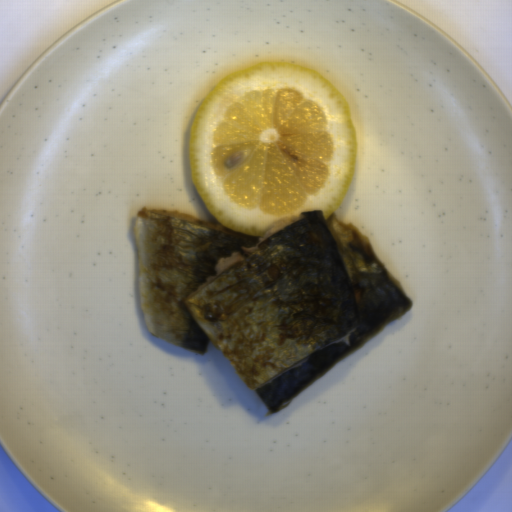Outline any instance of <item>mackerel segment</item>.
<instances>
[{
	"label": "mackerel segment",
	"instance_id": "14911b7f",
	"mask_svg": "<svg viewBox=\"0 0 512 512\" xmlns=\"http://www.w3.org/2000/svg\"><path fill=\"white\" fill-rule=\"evenodd\" d=\"M134 234L148 332L199 355L214 344L272 413L414 305L337 214L283 216L258 237L142 207Z\"/></svg>",
	"mask_w": 512,
	"mask_h": 512
}]
</instances>
